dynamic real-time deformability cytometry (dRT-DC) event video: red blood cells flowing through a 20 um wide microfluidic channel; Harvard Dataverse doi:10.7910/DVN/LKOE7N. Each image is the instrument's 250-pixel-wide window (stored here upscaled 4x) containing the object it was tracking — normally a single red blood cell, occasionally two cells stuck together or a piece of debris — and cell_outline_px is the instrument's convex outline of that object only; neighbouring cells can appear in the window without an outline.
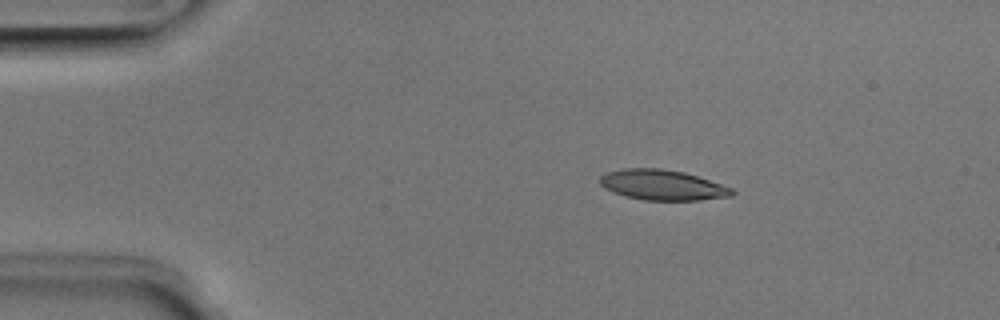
{"species": "Egyptian fruit bat (a non-hibernating species)", "species_latin": "Rousettus aegyptiacus", "temperature_condition": "room temperature", "stored_images_in_passage": 4, "camera_frame_rate_fps": 3000, "um_per_image_px": 0.085, "animal": {"sex": "male"}, "frame": {"image": 1, "passage_image": 2, "time_ms": 0.333, "image_size_px": [1000, 320], "cell_outline_px": [[736, 192], [732, 196], [700, 200], [644, 200], [612, 192], [604, 188], [600, 184], [600, 176], [608, 172], [624, 168], [660, 168], [684, 172], [732, 188]], "centroid_in_image_um": [56.3, 15.72], "position_along_channel_um": 28.7, "area_um2": 23.18}}
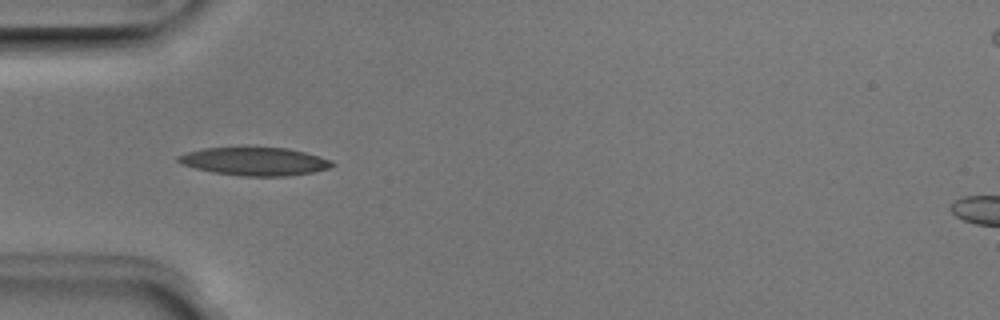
{"frame": {"image": 2, "passage_image": 4, "time_ms": 1.0, "image_size_px": [1000, 320], "cell_outline_px": [[336, 164], [328, 168], [312, 172], [288, 176], [244, 176], [212, 172], [180, 164], [176, 160], [176, 156], [188, 152], [204, 148], [288, 148], [304, 152], [332, 160]], "centroid_in_image_um": [21.64, 13.72], "position_along_channel_um": 63.4, "area_um2": 25.03}}